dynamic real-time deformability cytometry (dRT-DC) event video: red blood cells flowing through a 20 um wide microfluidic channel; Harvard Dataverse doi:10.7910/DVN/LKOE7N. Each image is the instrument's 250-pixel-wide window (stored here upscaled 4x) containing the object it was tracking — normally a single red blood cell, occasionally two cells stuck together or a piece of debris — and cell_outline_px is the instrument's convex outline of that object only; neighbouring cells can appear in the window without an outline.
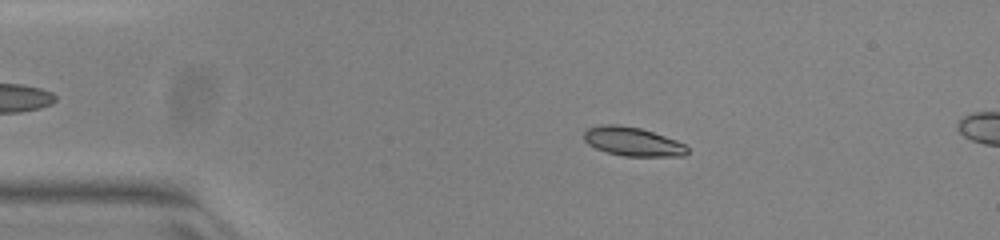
{"species": "common noctule bat (a hibernating species)", "species_latin": "Nyctalus noctula", "temperature_condition": "warm", "stored_images_in_passage": 13, "camera_frame_rate_fps": 3000, "um_per_image_px": 0.085, "animal": {"sex": "female", "body_mass_g": 23.0, "forearm_length_mm": 53.4}, "frame": {"image": 1, "passage_image": 10, "time_ms": 3.0, "image_size_px": [1000, 240], "cell_outline_px": [[688, 152], [684, 156], [624, 156], [608, 152], [596, 148], [588, 144], [584, 140], [584, 132], [588, 128], [600, 124], [620, 124], [640, 128], [676, 140], [684, 144], [688, 148]], "centroid_in_image_um": [53.76, 12.03], "position_along_channel_um": 31.2, "area_um2": 17.34}}